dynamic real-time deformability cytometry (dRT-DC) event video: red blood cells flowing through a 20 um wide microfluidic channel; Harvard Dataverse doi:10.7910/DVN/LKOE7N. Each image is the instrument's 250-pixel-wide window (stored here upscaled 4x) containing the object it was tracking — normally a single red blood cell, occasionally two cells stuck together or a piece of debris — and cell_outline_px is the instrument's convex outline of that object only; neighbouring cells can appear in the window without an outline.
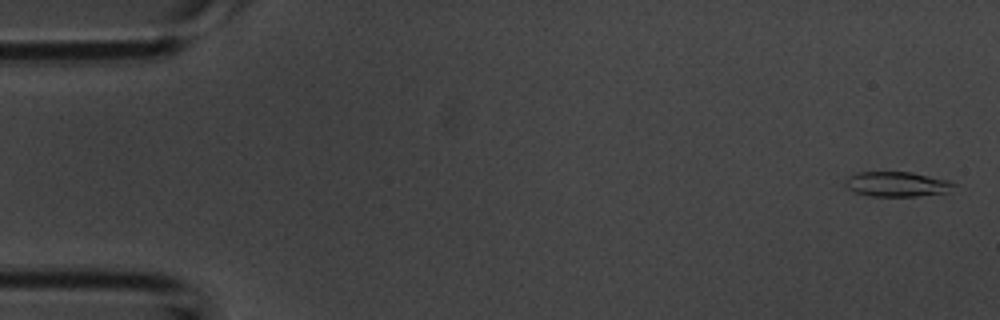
{"species": "common noctule bat (a hibernating species)", "species_latin": "Nyctalus noctula", "temperature_condition": "room temperature", "stored_images_in_passage": 54, "camera_frame_rate_fps": 3000, "um_per_image_px": 0.085, "animal": {"sex": "male", "body_mass_g": 20.1, "forearm_length_mm": 53.5}, "frame": {"image": 1, "passage_image": 2, "time_ms": 0.333, "image_size_px": [1000, 320], "cell_outline_px": [[956, 184], [948, 192], [916, 196], [868, 196], [852, 192], [844, 184], [844, 180], [848, 176], [856, 172], [912, 172], [948, 180]], "centroid_in_image_um": [76.18, 15.65], "position_along_channel_um": 8.8, "area_um2": 15.9}}
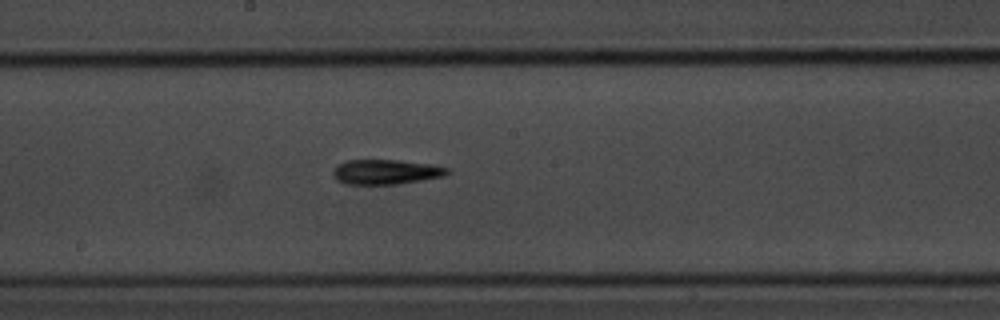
{"frame": {"image": 2, "passage_image": 29, "time_ms": 9.333, "image_size_px": [1000, 320], "cell_outline_px": [[448, 172], [444, 176], [396, 184], [344, 184], [336, 180], [332, 176], [332, 168], [336, 164], [344, 160], [400, 160], [428, 164], [448, 168]], "centroid_in_image_um": [32.68, 14.6], "position_along_channel_um": 215.5, "area_um2": 16.59}}
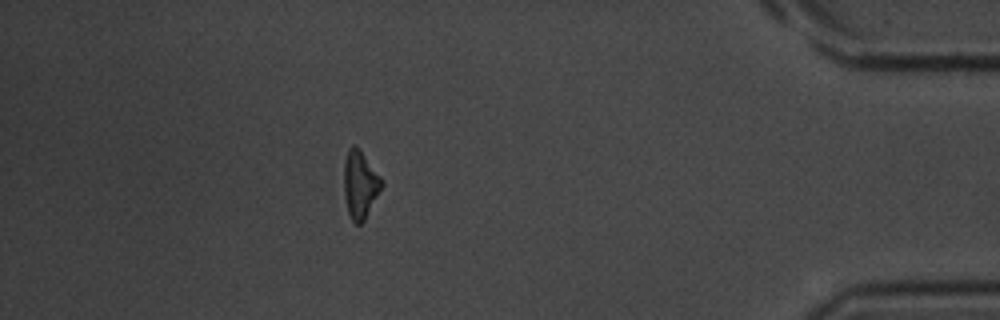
{"frame": {"image": 3, "passage_image": 48, "time_ms": 15.667, "image_size_px": [1000, 320], "cell_outline_px": [[384, 184], [364, 220], [360, 224], [356, 224], [352, 220], [348, 212], [344, 192], [344, 160], [348, 148], [352, 144], [356, 144], [360, 148], [384, 180]], "centroid_in_image_um": [30.62, 15.62], "position_along_channel_um": 404.6, "area_um2": 15.09}, "authors_computed_cell_mechanics": {"area_um2": 15.7505, "velocity_mm_per_s": 3.7349, "shape_relaxation_time_tau1_ms": 4.7252, "shape_relaxation_time_tau2_ms": null, "deformation_change_tau1": 0.1626, "deformation_change_tau2": null}}